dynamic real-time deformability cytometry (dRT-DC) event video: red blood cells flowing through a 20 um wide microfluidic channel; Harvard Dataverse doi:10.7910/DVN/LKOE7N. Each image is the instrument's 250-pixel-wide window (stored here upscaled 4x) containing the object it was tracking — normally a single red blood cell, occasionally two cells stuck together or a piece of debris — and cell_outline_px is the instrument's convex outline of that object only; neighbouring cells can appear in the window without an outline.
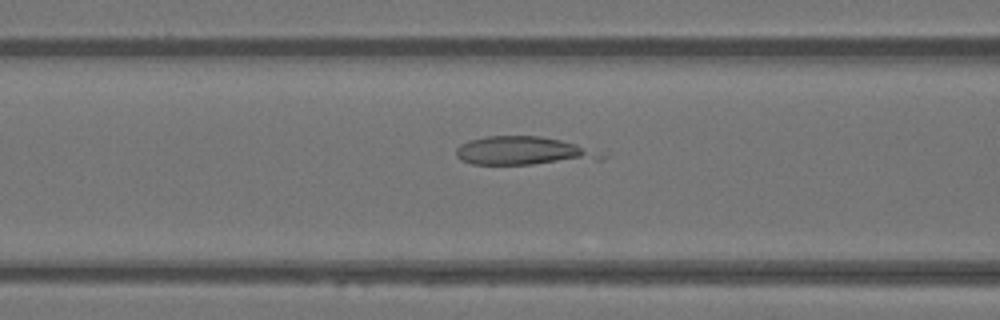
{"species": "Egyptian fruit bat (a non-hibernating species)", "species_latin": "Rousettus aegyptiacus", "temperature_condition": "warm", "stored_images_in_passage": 24, "camera_frame_rate_fps": 3000, "um_per_image_px": 0.085, "animal": {"sex": "female"}, "frame": {"image": 1, "passage_image": 21, "time_ms": 6.667, "image_size_px": [1000, 320], "cell_outline_px": [[608, 156], [604, 160], [532, 164], [472, 164], [460, 160], [456, 156], [456, 148], [460, 144], [468, 140], [488, 136], [540, 136], [560, 140], [608, 152]], "centroid_in_image_um": [44.6, 12.83], "position_along_channel_um": 122.0, "area_um2": 24.51}}
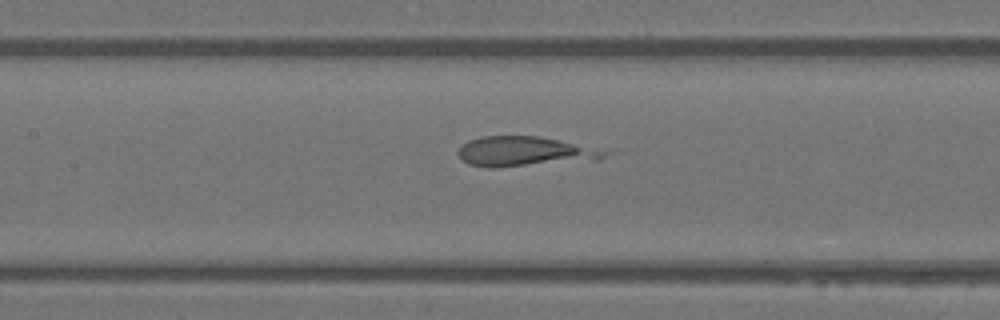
{"frame": {"image": 2, "passage_image": 24, "time_ms": 7.667, "image_size_px": [1000, 320], "cell_outline_px": [[608, 152], [600, 160], [496, 168], [488, 168], [468, 164], [456, 152], [468, 140], [480, 136], [540, 136]], "centroid_in_image_um": [44.52, 12.9], "position_along_channel_um": 162.9, "area_um2": 25.32}}